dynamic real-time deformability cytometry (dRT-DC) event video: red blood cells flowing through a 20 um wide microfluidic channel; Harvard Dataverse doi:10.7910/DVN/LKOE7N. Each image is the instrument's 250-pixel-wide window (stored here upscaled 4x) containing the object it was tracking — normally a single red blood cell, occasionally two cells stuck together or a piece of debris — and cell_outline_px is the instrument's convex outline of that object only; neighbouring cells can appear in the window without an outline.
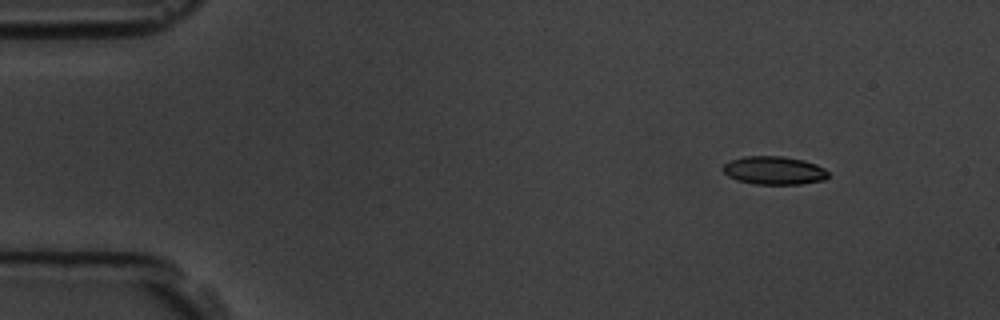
{"species": "common noctule bat (a hibernating species)", "species_latin": "Nyctalus noctula", "temperature_condition": "room temperature", "stored_images_in_passage": 5, "camera_frame_rate_fps": 3000, "um_per_image_px": 0.085, "animal": {"sex": "male", "body_mass_g": 19.5, "forearm_length_mm": 54.6}, "frame": {"image": 1, "passage_image": 2, "time_ms": 2.0, "image_size_px": [1000, 320], "cell_outline_px": [[828, 176], [824, 180], [800, 184], [752, 184], [736, 180], [728, 176], [724, 172], [724, 164], [732, 160], [744, 156], [784, 156], [804, 160], [816, 164], [824, 168], [828, 172]], "centroid_in_image_um": [65.81, 14.49], "position_along_channel_um": 19.2, "area_um2": 17.34}}
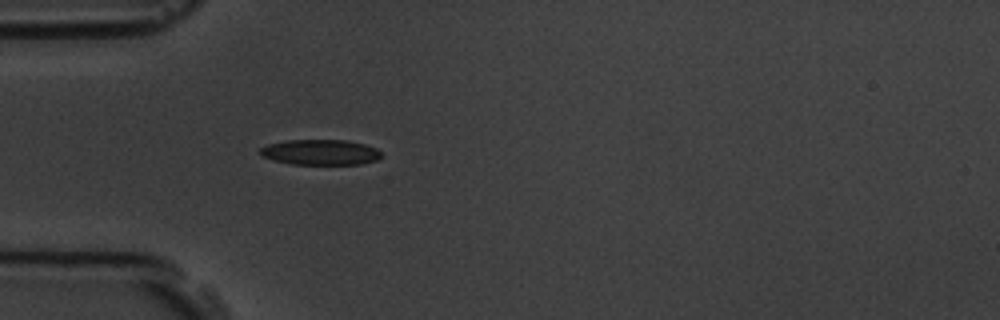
{"frame": {"image": 2, "passage_image": 5, "time_ms": 5.333, "image_size_px": [1000, 320], "cell_outline_px": [[384, 156], [376, 160], [360, 164], [292, 164], [276, 160], [264, 156], [260, 152], [260, 148], [268, 144], [288, 140], [348, 140], [364, 144], [376, 148]], "centroid_in_image_um": [27.29, 12.93], "position_along_channel_um": 57.7, "area_um2": 17.8}}